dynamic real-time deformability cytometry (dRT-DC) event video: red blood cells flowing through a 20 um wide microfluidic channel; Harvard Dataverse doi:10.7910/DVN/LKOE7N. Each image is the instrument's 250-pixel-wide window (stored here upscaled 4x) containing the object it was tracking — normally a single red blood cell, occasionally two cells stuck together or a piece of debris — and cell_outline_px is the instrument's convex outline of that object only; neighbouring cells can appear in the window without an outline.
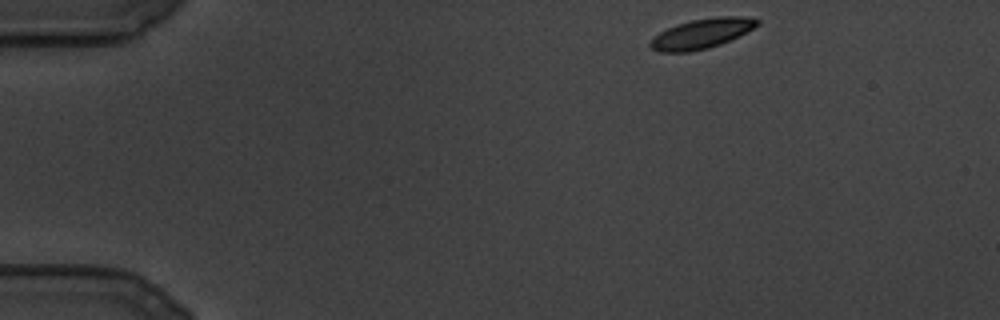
{"species": "common noctule bat (a hibernating species)", "species_latin": "Nyctalus noctula", "temperature_condition": "cold", "stored_images_in_passage": 102, "camera_frame_rate_fps": 3000, "um_per_image_px": 0.085, "animal": {"sex": "male", "body_mass_g": 19.5, "forearm_length_mm": 54.6}, "frame": {"image": 1, "passage_image": 1, "time_ms": 0.0, "image_size_px": [1000, 320], "cell_outline_px": [[760, 24], [720, 44], [708, 48], [688, 52], [660, 52], [652, 48], [648, 44], [660, 32], [676, 24], [692, 20], [716, 16], [744, 16], [760, 20]], "centroid_in_image_um": [59.63, 2.84], "position_along_channel_um": 25.4, "area_um2": 18.26}}
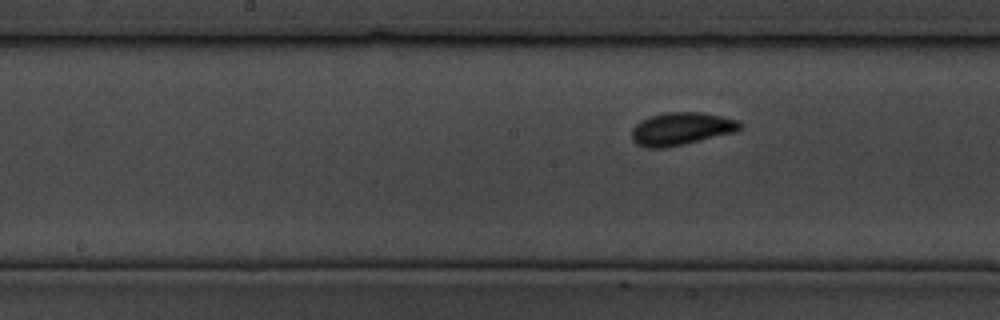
{"frame": {"image": 2, "passage_image": 44, "time_ms": 14.333, "image_size_px": [1000, 320], "cell_outline_px": [[744, 128], [736, 132], [684, 144], [664, 148], [644, 148], [636, 144], [632, 140], [632, 128], [640, 120], [652, 116], [668, 112], [696, 112], [720, 116], [736, 120], [744, 124]], "centroid_in_image_um": [57.91, 10.96], "position_along_channel_um": 190.3, "area_um2": 20.69}}
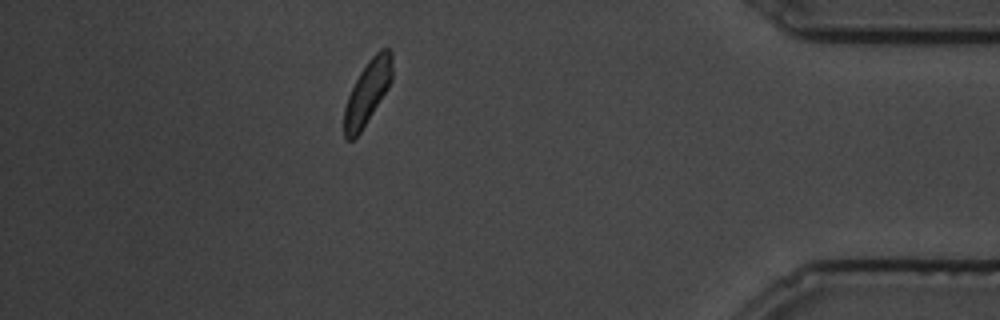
{"frame": {"image": 3, "passage_image": 88, "time_ms": 29.0, "image_size_px": [1000, 320], "cell_outline_px": [[392, 80], [388, 88], [360, 132], [352, 140], [344, 140], [344, 108], [348, 96], [360, 72], [368, 60], [380, 48], [388, 48], [392, 52]], "centroid_in_image_um": [31.24, 7.83], "position_along_channel_um": 404.0, "area_um2": 17.69}}